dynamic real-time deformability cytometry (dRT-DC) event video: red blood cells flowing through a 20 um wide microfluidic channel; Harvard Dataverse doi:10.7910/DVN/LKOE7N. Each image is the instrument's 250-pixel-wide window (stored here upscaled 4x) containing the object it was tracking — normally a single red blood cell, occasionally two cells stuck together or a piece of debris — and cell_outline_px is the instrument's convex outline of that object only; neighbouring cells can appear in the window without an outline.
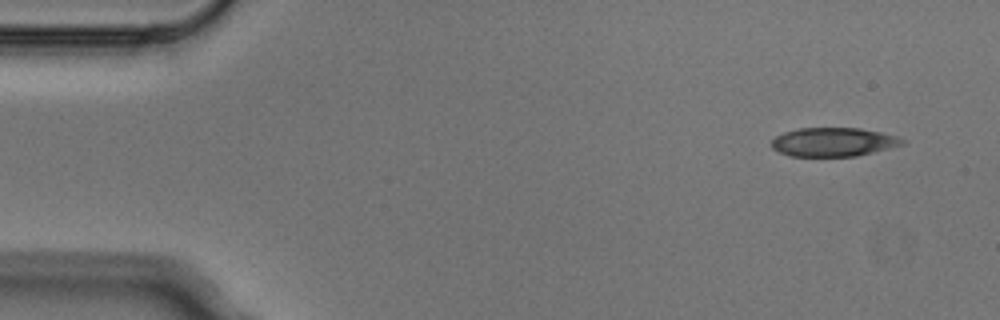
{"species": "Egyptian fruit bat (a non-hibernating species)", "species_latin": "Rousettus aegyptiacus", "temperature_condition": "cold", "stored_images_in_passage": 4, "camera_frame_rate_fps": 3000, "um_per_image_px": 0.085, "animal": {"sex": "male"}, "frame": {"image": 1, "passage_image": 1, "time_ms": 0.0, "image_size_px": [1000, 320], "cell_outline_px": [[908, 140], [904, 144], [856, 156], [788, 156], [772, 148], [772, 140], [776, 136], [784, 132], [800, 128], [860, 128], [880, 132], [896, 136]], "centroid_in_image_um": [70.84, 12.07], "position_along_channel_um": 14.2, "area_um2": 21.85}}
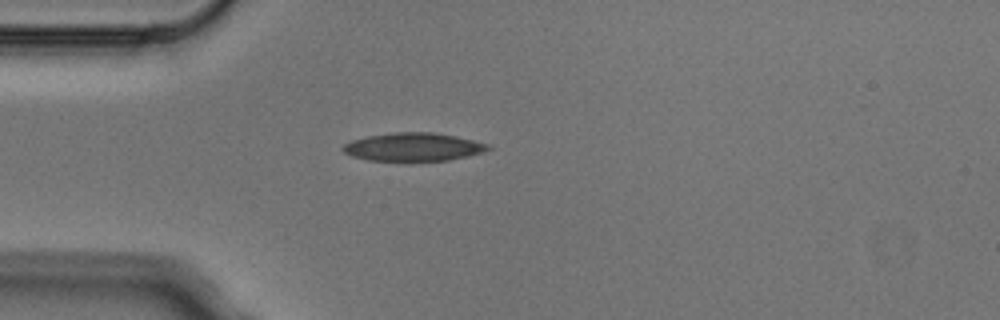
{"frame": {"image": 2, "passage_image": 4, "time_ms": 1.0, "image_size_px": [1000, 320], "cell_outline_px": [[492, 148], [484, 152], [468, 156], [448, 160], [368, 160], [352, 156], [344, 152], [340, 148], [344, 144], [352, 140], [368, 136], [392, 132], [432, 132], [472, 140], [488, 144]], "centroid_in_image_um": [35.11, 12.48], "position_along_channel_um": 49.9, "area_um2": 23.58}}